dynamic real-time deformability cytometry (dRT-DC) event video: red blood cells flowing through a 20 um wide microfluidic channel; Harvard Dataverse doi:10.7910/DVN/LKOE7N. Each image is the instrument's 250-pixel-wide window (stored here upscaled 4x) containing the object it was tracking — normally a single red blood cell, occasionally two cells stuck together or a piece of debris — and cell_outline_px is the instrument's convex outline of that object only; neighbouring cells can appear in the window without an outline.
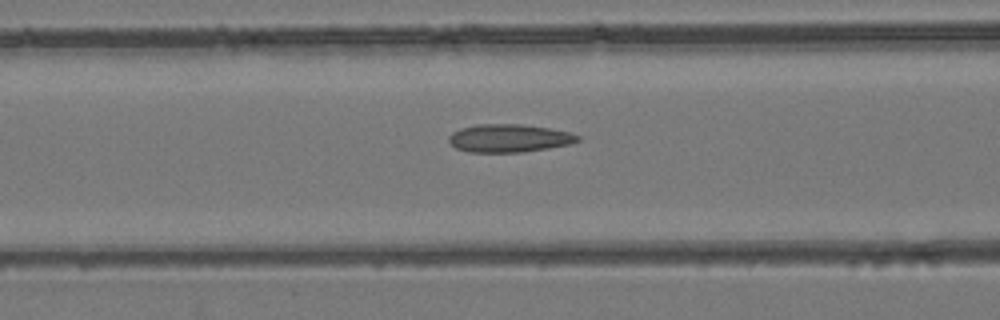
{"species": "common noctule bat (a hibernating species)", "species_latin": "Nyctalus noctula", "temperature_condition": "room temperature", "stored_images_in_passage": 48, "camera_frame_rate_fps": 3000, "um_per_image_px": 0.085, "animal": {"sex": "female", "body_mass_g": 24.6, "forearm_length_mm": 56.2}, "frame": {"image": 1, "passage_image": 20, "time_ms": 6.333, "image_size_px": [1000, 320], "cell_outline_px": [[580, 140], [572, 144], [524, 152], [468, 152], [456, 148], [448, 144], [448, 136], [452, 132], [460, 128], [476, 124], [524, 124], [548, 128], [568, 132], [580, 136]], "centroid_in_image_um": [43.24, 11.75], "position_along_channel_um": 123.4, "area_um2": 21.27}}
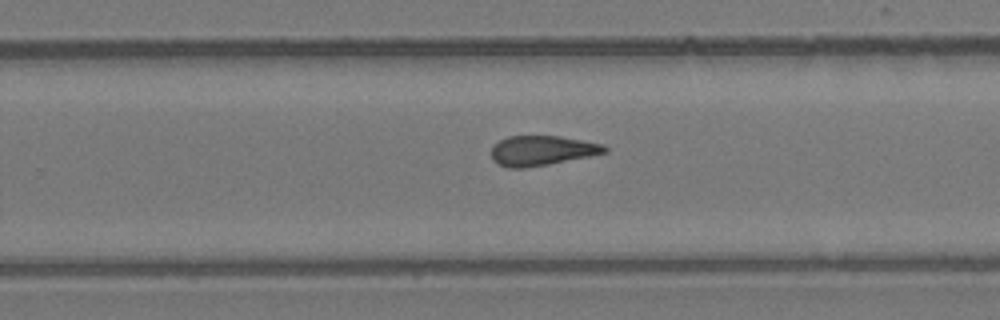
{"frame": {"image": 2, "passage_image": 31, "time_ms": 10.0, "image_size_px": [1000, 320], "cell_outline_px": [[608, 152], [528, 168], [508, 168], [496, 164], [492, 160], [492, 148], [500, 140], [508, 136], [560, 136], [604, 144], [608, 148]], "centroid_in_image_um": [46.05, 12.8], "position_along_channel_um": 283.7, "area_um2": 19.71}}
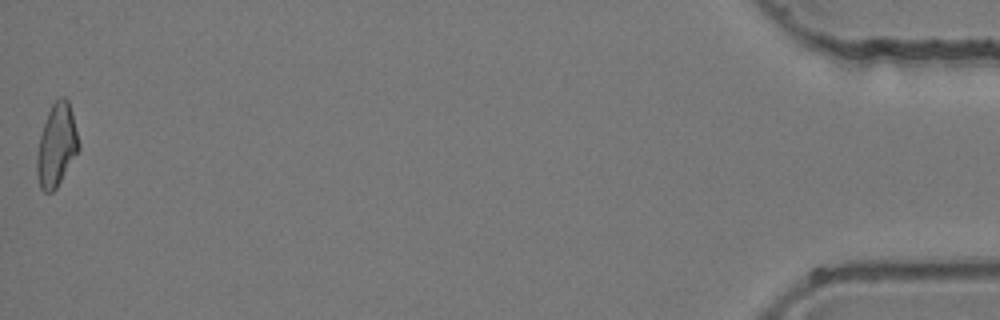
{"frame": {"image": 3, "passage_image": 48, "time_ms": 15.667, "image_size_px": [1000, 320], "cell_outline_px": [[80, 148], [56, 188], [52, 192], [44, 192], [40, 188], [36, 176], [36, 156], [40, 136], [48, 112], [52, 104], [60, 96], [64, 96], [68, 100], [72, 112], [80, 144]], "centroid_in_image_um": [4.8, 12.35], "position_along_channel_um": 430.4, "area_um2": 20.11}}